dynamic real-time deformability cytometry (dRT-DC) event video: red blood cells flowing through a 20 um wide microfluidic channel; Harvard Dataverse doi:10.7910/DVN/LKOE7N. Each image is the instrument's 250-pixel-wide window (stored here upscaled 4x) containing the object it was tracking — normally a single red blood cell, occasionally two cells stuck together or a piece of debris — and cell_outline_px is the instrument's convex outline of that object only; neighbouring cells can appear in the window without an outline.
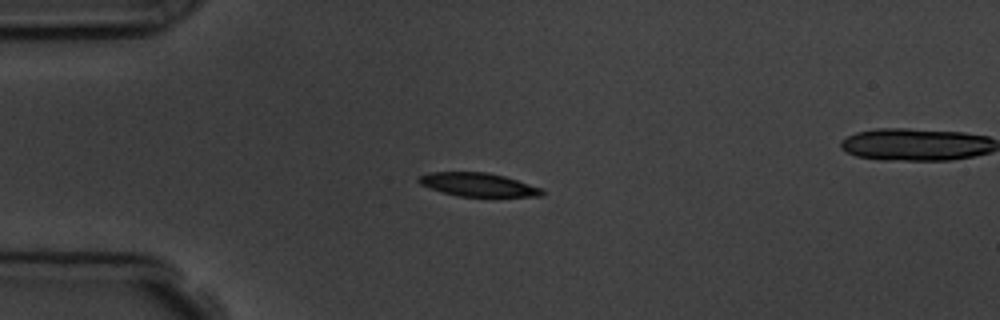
{"species": "common noctule bat (a hibernating species)", "species_latin": "Nyctalus noctula", "temperature_condition": "room temperature", "stored_images_in_passage": 11, "camera_frame_rate_fps": 3000, "um_per_image_px": 0.085, "animal": {"sex": "male", "body_mass_g": 19.5, "forearm_length_mm": 54.6}, "frame": {"image": 1, "passage_image": 4, "time_ms": 3.667, "image_size_px": [1000, 320], "cell_outline_px": [[544, 196], [460, 196], [440, 192], [420, 184], [416, 180], [420, 176], [428, 172], [488, 172], [504, 176], [540, 188], [544, 192]], "centroid_in_image_um": [40.58, 15.69], "position_along_channel_um": 44.4, "area_um2": 16.7}}
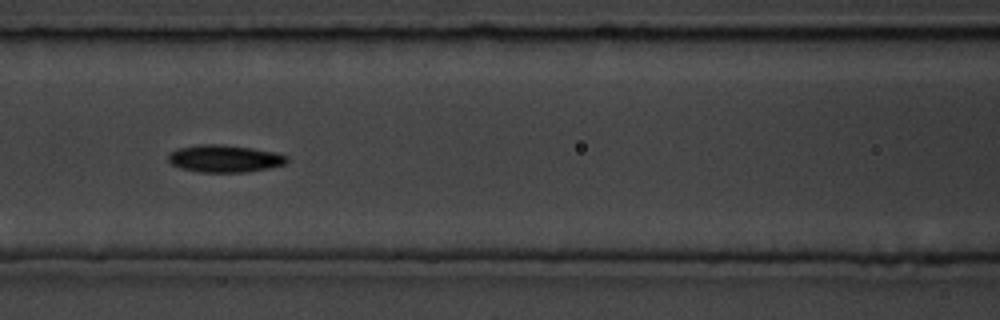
{"frame": {"image": 2, "passage_image": 7, "time_ms": 7.0, "image_size_px": [1000, 320], "cell_outline_px": [[288, 160], [284, 164], [268, 168], [248, 172], [200, 172], [180, 168], [172, 164], [168, 160], [168, 156], [176, 148], [200, 144], [224, 144], [252, 148], [272, 152], [288, 156]], "centroid_in_image_um": [19.07, 13.47], "position_along_channel_um": 147.5, "area_um2": 18.84}}
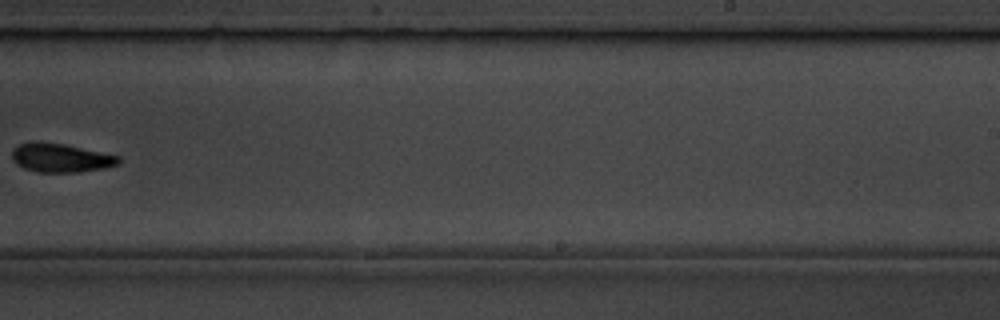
{"frame": {"image": 3, "passage_image": 10, "time_ms": 10.667, "image_size_px": [1000, 320], "cell_outline_px": [[120, 164], [104, 168], [80, 172], [36, 172], [24, 168], [16, 164], [12, 160], [12, 148], [20, 144], [32, 140], [40, 140], [64, 144], [120, 156]], "centroid_in_image_um": [5.12, 13.4], "position_along_channel_um": 283.9, "area_um2": 18.21}}